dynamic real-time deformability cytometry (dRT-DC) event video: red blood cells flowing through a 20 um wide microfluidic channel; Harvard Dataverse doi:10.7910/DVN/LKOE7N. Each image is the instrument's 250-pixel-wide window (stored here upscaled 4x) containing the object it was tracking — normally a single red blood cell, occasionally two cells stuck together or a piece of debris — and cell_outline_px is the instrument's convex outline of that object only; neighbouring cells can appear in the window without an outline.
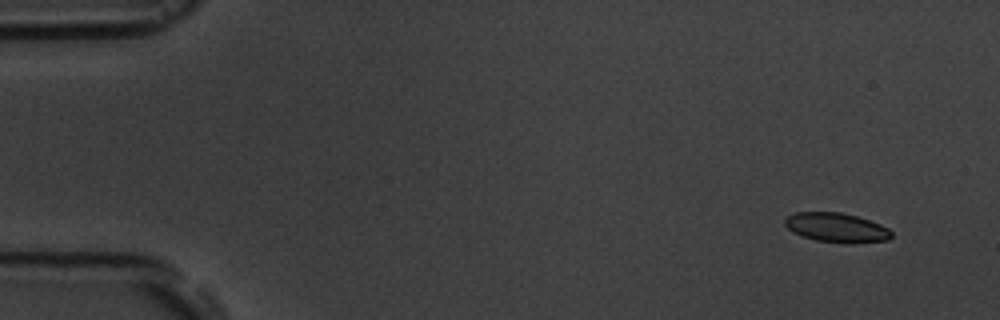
{"species": "common noctule bat (a hibernating species)", "species_latin": "Nyctalus noctula", "temperature_condition": "room temperature", "stored_images_in_passage": 4, "camera_frame_rate_fps": 3000, "um_per_image_px": 0.085, "animal": {"sex": "male", "body_mass_g": 19.5, "forearm_length_mm": 54.6}, "frame": {"image": 1, "passage_image": 1, "time_ms": 0.0, "image_size_px": [1000, 320], "cell_outline_px": [[892, 236], [888, 240], [848, 244], [816, 240], [800, 236], [792, 232], [784, 224], [784, 220], [788, 216], [796, 212], [840, 212], [856, 216], [880, 224], [888, 228], [892, 232]], "centroid_in_image_um": [71.09, 19.35], "position_along_channel_um": 13.9, "area_um2": 18.32}}
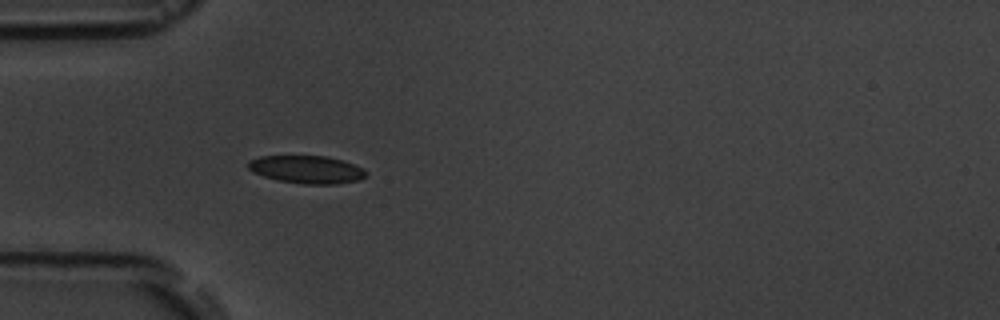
{"frame": {"image": 2, "passage_image": 4, "time_ms": 4.333, "image_size_px": [1000, 320], "cell_outline_px": [[368, 172], [360, 180], [336, 184], [300, 184], [276, 180], [252, 172], [248, 168], [248, 160], [260, 156], [328, 156], [344, 160], [364, 168]], "centroid_in_image_um": [26.08, 14.4], "position_along_channel_um": 58.9, "area_um2": 19.36}}